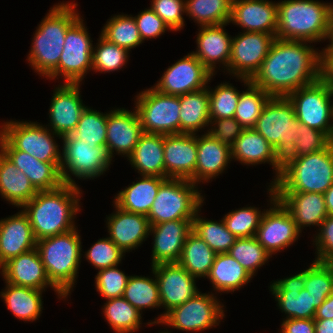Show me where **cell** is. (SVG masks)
<instances>
[{
  "label": "cell",
  "instance_id": "6da1fadb",
  "mask_svg": "<svg viewBox=\"0 0 333 333\" xmlns=\"http://www.w3.org/2000/svg\"><path fill=\"white\" fill-rule=\"evenodd\" d=\"M307 43L276 38L251 82L271 96L286 97L320 80L321 52Z\"/></svg>",
  "mask_w": 333,
  "mask_h": 333
},
{
  "label": "cell",
  "instance_id": "7a4b0ae2",
  "mask_svg": "<svg viewBox=\"0 0 333 333\" xmlns=\"http://www.w3.org/2000/svg\"><path fill=\"white\" fill-rule=\"evenodd\" d=\"M80 188L63 184L53 190L38 191L22 208L27 214L36 240L75 229L80 211Z\"/></svg>",
  "mask_w": 333,
  "mask_h": 333
},
{
  "label": "cell",
  "instance_id": "3957f363",
  "mask_svg": "<svg viewBox=\"0 0 333 333\" xmlns=\"http://www.w3.org/2000/svg\"><path fill=\"white\" fill-rule=\"evenodd\" d=\"M76 3H58L39 24L28 61L32 69L48 78L57 68L68 28L80 17Z\"/></svg>",
  "mask_w": 333,
  "mask_h": 333
},
{
  "label": "cell",
  "instance_id": "277c9868",
  "mask_svg": "<svg viewBox=\"0 0 333 333\" xmlns=\"http://www.w3.org/2000/svg\"><path fill=\"white\" fill-rule=\"evenodd\" d=\"M332 15V3L318 0L277 2L276 38L311 43L326 40Z\"/></svg>",
  "mask_w": 333,
  "mask_h": 333
},
{
  "label": "cell",
  "instance_id": "5b68a950",
  "mask_svg": "<svg viewBox=\"0 0 333 333\" xmlns=\"http://www.w3.org/2000/svg\"><path fill=\"white\" fill-rule=\"evenodd\" d=\"M282 170L272 184L276 192L324 194L333 184V142L301 157H282Z\"/></svg>",
  "mask_w": 333,
  "mask_h": 333
},
{
  "label": "cell",
  "instance_id": "8992f818",
  "mask_svg": "<svg viewBox=\"0 0 333 333\" xmlns=\"http://www.w3.org/2000/svg\"><path fill=\"white\" fill-rule=\"evenodd\" d=\"M36 248L50 282L65 296L71 293L81 260V237L75 228L37 240Z\"/></svg>",
  "mask_w": 333,
  "mask_h": 333
},
{
  "label": "cell",
  "instance_id": "52a82bcc",
  "mask_svg": "<svg viewBox=\"0 0 333 333\" xmlns=\"http://www.w3.org/2000/svg\"><path fill=\"white\" fill-rule=\"evenodd\" d=\"M197 185L181 178H167L147 215L150 225L173 220H193L203 204Z\"/></svg>",
  "mask_w": 333,
  "mask_h": 333
},
{
  "label": "cell",
  "instance_id": "ba28073f",
  "mask_svg": "<svg viewBox=\"0 0 333 333\" xmlns=\"http://www.w3.org/2000/svg\"><path fill=\"white\" fill-rule=\"evenodd\" d=\"M62 140L60 171L63 183L78 186L70 174L78 179H94L109 168L112 158L106 146L85 143L72 134L64 135Z\"/></svg>",
  "mask_w": 333,
  "mask_h": 333
},
{
  "label": "cell",
  "instance_id": "9c48e42d",
  "mask_svg": "<svg viewBox=\"0 0 333 333\" xmlns=\"http://www.w3.org/2000/svg\"><path fill=\"white\" fill-rule=\"evenodd\" d=\"M299 121L287 97L272 96L264 106L254 129L282 158L299 139Z\"/></svg>",
  "mask_w": 333,
  "mask_h": 333
},
{
  "label": "cell",
  "instance_id": "30bf717a",
  "mask_svg": "<svg viewBox=\"0 0 333 333\" xmlns=\"http://www.w3.org/2000/svg\"><path fill=\"white\" fill-rule=\"evenodd\" d=\"M286 97L300 123L326 133L333 140V123L330 122L333 119V91L328 84L320 79Z\"/></svg>",
  "mask_w": 333,
  "mask_h": 333
},
{
  "label": "cell",
  "instance_id": "8fae6325",
  "mask_svg": "<svg viewBox=\"0 0 333 333\" xmlns=\"http://www.w3.org/2000/svg\"><path fill=\"white\" fill-rule=\"evenodd\" d=\"M138 117L144 133L180 134V100L151 87L136 96Z\"/></svg>",
  "mask_w": 333,
  "mask_h": 333
},
{
  "label": "cell",
  "instance_id": "7c38bea8",
  "mask_svg": "<svg viewBox=\"0 0 333 333\" xmlns=\"http://www.w3.org/2000/svg\"><path fill=\"white\" fill-rule=\"evenodd\" d=\"M52 132V133H51ZM50 129L37 122L7 121L0 128V134L16 149L30 154L39 161L61 163L59 146ZM52 135V136H51Z\"/></svg>",
  "mask_w": 333,
  "mask_h": 333
},
{
  "label": "cell",
  "instance_id": "4fadbf2b",
  "mask_svg": "<svg viewBox=\"0 0 333 333\" xmlns=\"http://www.w3.org/2000/svg\"><path fill=\"white\" fill-rule=\"evenodd\" d=\"M79 17L67 30L65 43L56 70L48 77H63L64 83L81 84L92 69L93 45L87 27Z\"/></svg>",
  "mask_w": 333,
  "mask_h": 333
},
{
  "label": "cell",
  "instance_id": "5bb4252c",
  "mask_svg": "<svg viewBox=\"0 0 333 333\" xmlns=\"http://www.w3.org/2000/svg\"><path fill=\"white\" fill-rule=\"evenodd\" d=\"M214 294L199 292L182 305L168 311L160 324L171 326L181 331L200 332L219 325L224 317V305L219 303Z\"/></svg>",
  "mask_w": 333,
  "mask_h": 333
},
{
  "label": "cell",
  "instance_id": "9a60e30c",
  "mask_svg": "<svg viewBox=\"0 0 333 333\" xmlns=\"http://www.w3.org/2000/svg\"><path fill=\"white\" fill-rule=\"evenodd\" d=\"M269 187L273 205L264 210L255 238L272 255L294 244L301 232L289 211L276 198L274 186L270 184Z\"/></svg>",
  "mask_w": 333,
  "mask_h": 333
},
{
  "label": "cell",
  "instance_id": "2e32d148",
  "mask_svg": "<svg viewBox=\"0 0 333 333\" xmlns=\"http://www.w3.org/2000/svg\"><path fill=\"white\" fill-rule=\"evenodd\" d=\"M276 35L243 32L232 37L231 55L227 72L234 77L252 79L261 68Z\"/></svg>",
  "mask_w": 333,
  "mask_h": 333
},
{
  "label": "cell",
  "instance_id": "e0dca14e",
  "mask_svg": "<svg viewBox=\"0 0 333 333\" xmlns=\"http://www.w3.org/2000/svg\"><path fill=\"white\" fill-rule=\"evenodd\" d=\"M152 273L158 282L161 306L166 311L155 321L148 322L147 325L160 324L168 311L182 305L199 293L195 283L196 278L178 263L154 265L152 266Z\"/></svg>",
  "mask_w": 333,
  "mask_h": 333
},
{
  "label": "cell",
  "instance_id": "ac0fdd59",
  "mask_svg": "<svg viewBox=\"0 0 333 333\" xmlns=\"http://www.w3.org/2000/svg\"><path fill=\"white\" fill-rule=\"evenodd\" d=\"M214 76L192 53L169 66L153 88L168 95H184L205 87Z\"/></svg>",
  "mask_w": 333,
  "mask_h": 333
},
{
  "label": "cell",
  "instance_id": "d6986e66",
  "mask_svg": "<svg viewBox=\"0 0 333 333\" xmlns=\"http://www.w3.org/2000/svg\"><path fill=\"white\" fill-rule=\"evenodd\" d=\"M0 270L7 283L44 291L49 286L60 299L66 298L48 279L37 248L9 259Z\"/></svg>",
  "mask_w": 333,
  "mask_h": 333
},
{
  "label": "cell",
  "instance_id": "ffe728a7",
  "mask_svg": "<svg viewBox=\"0 0 333 333\" xmlns=\"http://www.w3.org/2000/svg\"><path fill=\"white\" fill-rule=\"evenodd\" d=\"M270 292L278 302L277 306L286 315L285 319L303 318L314 319L316 309L314 308L313 298L305 289V270L274 281L270 285Z\"/></svg>",
  "mask_w": 333,
  "mask_h": 333
},
{
  "label": "cell",
  "instance_id": "44dd1931",
  "mask_svg": "<svg viewBox=\"0 0 333 333\" xmlns=\"http://www.w3.org/2000/svg\"><path fill=\"white\" fill-rule=\"evenodd\" d=\"M0 151L28 177L37 191L53 190L64 184L60 163L42 162L26 152L16 150L1 134Z\"/></svg>",
  "mask_w": 333,
  "mask_h": 333
},
{
  "label": "cell",
  "instance_id": "7402d4cb",
  "mask_svg": "<svg viewBox=\"0 0 333 333\" xmlns=\"http://www.w3.org/2000/svg\"><path fill=\"white\" fill-rule=\"evenodd\" d=\"M196 134L164 135L165 178H181L195 184Z\"/></svg>",
  "mask_w": 333,
  "mask_h": 333
},
{
  "label": "cell",
  "instance_id": "603a6c76",
  "mask_svg": "<svg viewBox=\"0 0 333 333\" xmlns=\"http://www.w3.org/2000/svg\"><path fill=\"white\" fill-rule=\"evenodd\" d=\"M54 91L49 108V128L63 137L75 130L87 106L82 103L80 84L63 83Z\"/></svg>",
  "mask_w": 333,
  "mask_h": 333
},
{
  "label": "cell",
  "instance_id": "cb8c5ba5",
  "mask_svg": "<svg viewBox=\"0 0 333 333\" xmlns=\"http://www.w3.org/2000/svg\"><path fill=\"white\" fill-rule=\"evenodd\" d=\"M117 108L107 113L106 148L110 157L116 154L129 157L144 133L136 109Z\"/></svg>",
  "mask_w": 333,
  "mask_h": 333
},
{
  "label": "cell",
  "instance_id": "d4e9b609",
  "mask_svg": "<svg viewBox=\"0 0 333 333\" xmlns=\"http://www.w3.org/2000/svg\"><path fill=\"white\" fill-rule=\"evenodd\" d=\"M244 28V32L276 35L277 3L268 0H232L229 23Z\"/></svg>",
  "mask_w": 333,
  "mask_h": 333
},
{
  "label": "cell",
  "instance_id": "484cf974",
  "mask_svg": "<svg viewBox=\"0 0 333 333\" xmlns=\"http://www.w3.org/2000/svg\"><path fill=\"white\" fill-rule=\"evenodd\" d=\"M192 231V220H173L151 225L153 234L152 265L177 263L187 235Z\"/></svg>",
  "mask_w": 333,
  "mask_h": 333
},
{
  "label": "cell",
  "instance_id": "4316f807",
  "mask_svg": "<svg viewBox=\"0 0 333 333\" xmlns=\"http://www.w3.org/2000/svg\"><path fill=\"white\" fill-rule=\"evenodd\" d=\"M116 212L107 217L109 238L124 252L135 250L150 232L147 216L122 210L114 203ZM144 240V241H143Z\"/></svg>",
  "mask_w": 333,
  "mask_h": 333
},
{
  "label": "cell",
  "instance_id": "83f0119b",
  "mask_svg": "<svg viewBox=\"0 0 333 333\" xmlns=\"http://www.w3.org/2000/svg\"><path fill=\"white\" fill-rule=\"evenodd\" d=\"M27 214L20 212L0 220V267L9 259L36 248Z\"/></svg>",
  "mask_w": 333,
  "mask_h": 333
},
{
  "label": "cell",
  "instance_id": "f1b7e54d",
  "mask_svg": "<svg viewBox=\"0 0 333 333\" xmlns=\"http://www.w3.org/2000/svg\"><path fill=\"white\" fill-rule=\"evenodd\" d=\"M235 159L242 164L255 165L259 163H269L275 170L278 179L282 170V159L268 141L254 128L244 129L241 135L231 146V160Z\"/></svg>",
  "mask_w": 333,
  "mask_h": 333
},
{
  "label": "cell",
  "instance_id": "f546056e",
  "mask_svg": "<svg viewBox=\"0 0 333 333\" xmlns=\"http://www.w3.org/2000/svg\"><path fill=\"white\" fill-rule=\"evenodd\" d=\"M276 198L289 211L298 230L317 225L328 217L324 194L311 192H276Z\"/></svg>",
  "mask_w": 333,
  "mask_h": 333
},
{
  "label": "cell",
  "instance_id": "4dcf8cb0",
  "mask_svg": "<svg viewBox=\"0 0 333 333\" xmlns=\"http://www.w3.org/2000/svg\"><path fill=\"white\" fill-rule=\"evenodd\" d=\"M226 25L200 26L201 30L196 37L198 48L191 52L212 74L215 72V64H218L216 62L222 63L226 69L229 66L232 37L223 28Z\"/></svg>",
  "mask_w": 333,
  "mask_h": 333
},
{
  "label": "cell",
  "instance_id": "1f68e13d",
  "mask_svg": "<svg viewBox=\"0 0 333 333\" xmlns=\"http://www.w3.org/2000/svg\"><path fill=\"white\" fill-rule=\"evenodd\" d=\"M231 159V147L221 143L208 132L197 135V160L195 184L215 178L221 174Z\"/></svg>",
  "mask_w": 333,
  "mask_h": 333
},
{
  "label": "cell",
  "instance_id": "d6a6232c",
  "mask_svg": "<svg viewBox=\"0 0 333 333\" xmlns=\"http://www.w3.org/2000/svg\"><path fill=\"white\" fill-rule=\"evenodd\" d=\"M127 159L141 176L165 178L164 135L143 133Z\"/></svg>",
  "mask_w": 333,
  "mask_h": 333
},
{
  "label": "cell",
  "instance_id": "836d02e7",
  "mask_svg": "<svg viewBox=\"0 0 333 333\" xmlns=\"http://www.w3.org/2000/svg\"><path fill=\"white\" fill-rule=\"evenodd\" d=\"M167 178L157 176L142 175L140 180L126 187L115 195L114 203L127 212L142 214L147 216L160 185Z\"/></svg>",
  "mask_w": 333,
  "mask_h": 333
},
{
  "label": "cell",
  "instance_id": "e575fe53",
  "mask_svg": "<svg viewBox=\"0 0 333 333\" xmlns=\"http://www.w3.org/2000/svg\"><path fill=\"white\" fill-rule=\"evenodd\" d=\"M37 190L28 177L0 151V194L16 207H23Z\"/></svg>",
  "mask_w": 333,
  "mask_h": 333
},
{
  "label": "cell",
  "instance_id": "d590c367",
  "mask_svg": "<svg viewBox=\"0 0 333 333\" xmlns=\"http://www.w3.org/2000/svg\"><path fill=\"white\" fill-rule=\"evenodd\" d=\"M213 288L221 292H234L253 278L229 253L216 254L213 265L206 277Z\"/></svg>",
  "mask_w": 333,
  "mask_h": 333
},
{
  "label": "cell",
  "instance_id": "8d00e7d4",
  "mask_svg": "<svg viewBox=\"0 0 333 333\" xmlns=\"http://www.w3.org/2000/svg\"><path fill=\"white\" fill-rule=\"evenodd\" d=\"M209 88L179 95L180 133L196 134L198 130L210 124Z\"/></svg>",
  "mask_w": 333,
  "mask_h": 333
},
{
  "label": "cell",
  "instance_id": "74e56055",
  "mask_svg": "<svg viewBox=\"0 0 333 333\" xmlns=\"http://www.w3.org/2000/svg\"><path fill=\"white\" fill-rule=\"evenodd\" d=\"M5 283V290L0 295L4 299L7 309L15 317L24 321H35L38 319L43 310V290Z\"/></svg>",
  "mask_w": 333,
  "mask_h": 333
},
{
  "label": "cell",
  "instance_id": "f35d334b",
  "mask_svg": "<svg viewBox=\"0 0 333 333\" xmlns=\"http://www.w3.org/2000/svg\"><path fill=\"white\" fill-rule=\"evenodd\" d=\"M215 255L208 244L191 231L186 237L177 263L193 277L205 278L210 272Z\"/></svg>",
  "mask_w": 333,
  "mask_h": 333
},
{
  "label": "cell",
  "instance_id": "ab89813d",
  "mask_svg": "<svg viewBox=\"0 0 333 333\" xmlns=\"http://www.w3.org/2000/svg\"><path fill=\"white\" fill-rule=\"evenodd\" d=\"M248 86L246 91H240L234 118L245 128H254L267 101L272 97L261 87L255 86L250 79L238 78Z\"/></svg>",
  "mask_w": 333,
  "mask_h": 333
},
{
  "label": "cell",
  "instance_id": "60d3db41",
  "mask_svg": "<svg viewBox=\"0 0 333 333\" xmlns=\"http://www.w3.org/2000/svg\"><path fill=\"white\" fill-rule=\"evenodd\" d=\"M231 5L232 0H185V13L198 26L229 24Z\"/></svg>",
  "mask_w": 333,
  "mask_h": 333
},
{
  "label": "cell",
  "instance_id": "b9f144b4",
  "mask_svg": "<svg viewBox=\"0 0 333 333\" xmlns=\"http://www.w3.org/2000/svg\"><path fill=\"white\" fill-rule=\"evenodd\" d=\"M104 304V317L116 333H133L141 327V313L124 297L108 299Z\"/></svg>",
  "mask_w": 333,
  "mask_h": 333
},
{
  "label": "cell",
  "instance_id": "7bdbcfd3",
  "mask_svg": "<svg viewBox=\"0 0 333 333\" xmlns=\"http://www.w3.org/2000/svg\"><path fill=\"white\" fill-rule=\"evenodd\" d=\"M200 210L192 220V232L202 238L216 254L228 253L237 237L227 229L223 219L219 222L205 220L199 216Z\"/></svg>",
  "mask_w": 333,
  "mask_h": 333
},
{
  "label": "cell",
  "instance_id": "ee69618b",
  "mask_svg": "<svg viewBox=\"0 0 333 333\" xmlns=\"http://www.w3.org/2000/svg\"><path fill=\"white\" fill-rule=\"evenodd\" d=\"M123 297L141 313L142 309L161 307L156 277L130 276Z\"/></svg>",
  "mask_w": 333,
  "mask_h": 333
},
{
  "label": "cell",
  "instance_id": "f6af8a7d",
  "mask_svg": "<svg viewBox=\"0 0 333 333\" xmlns=\"http://www.w3.org/2000/svg\"><path fill=\"white\" fill-rule=\"evenodd\" d=\"M305 289L313 298L317 309L333 293V262L314 260L305 270Z\"/></svg>",
  "mask_w": 333,
  "mask_h": 333
},
{
  "label": "cell",
  "instance_id": "bcb514c9",
  "mask_svg": "<svg viewBox=\"0 0 333 333\" xmlns=\"http://www.w3.org/2000/svg\"><path fill=\"white\" fill-rule=\"evenodd\" d=\"M101 35L108 41L123 47L128 51L143 43L136 21L132 15H115L101 31Z\"/></svg>",
  "mask_w": 333,
  "mask_h": 333
},
{
  "label": "cell",
  "instance_id": "7dc6e473",
  "mask_svg": "<svg viewBox=\"0 0 333 333\" xmlns=\"http://www.w3.org/2000/svg\"><path fill=\"white\" fill-rule=\"evenodd\" d=\"M228 253L236 259L252 277L255 276V272L272 257L255 237L237 238Z\"/></svg>",
  "mask_w": 333,
  "mask_h": 333
},
{
  "label": "cell",
  "instance_id": "c3c4849f",
  "mask_svg": "<svg viewBox=\"0 0 333 333\" xmlns=\"http://www.w3.org/2000/svg\"><path fill=\"white\" fill-rule=\"evenodd\" d=\"M107 113L86 107L82 112L75 130L71 133L85 143L106 146Z\"/></svg>",
  "mask_w": 333,
  "mask_h": 333
},
{
  "label": "cell",
  "instance_id": "681fc988",
  "mask_svg": "<svg viewBox=\"0 0 333 333\" xmlns=\"http://www.w3.org/2000/svg\"><path fill=\"white\" fill-rule=\"evenodd\" d=\"M129 51L105 39L101 34L97 46L93 47L92 70L111 72L120 70L128 61Z\"/></svg>",
  "mask_w": 333,
  "mask_h": 333
},
{
  "label": "cell",
  "instance_id": "f907efd6",
  "mask_svg": "<svg viewBox=\"0 0 333 333\" xmlns=\"http://www.w3.org/2000/svg\"><path fill=\"white\" fill-rule=\"evenodd\" d=\"M210 119L234 118L240 92L229 83L208 90Z\"/></svg>",
  "mask_w": 333,
  "mask_h": 333
},
{
  "label": "cell",
  "instance_id": "816d5d0a",
  "mask_svg": "<svg viewBox=\"0 0 333 333\" xmlns=\"http://www.w3.org/2000/svg\"><path fill=\"white\" fill-rule=\"evenodd\" d=\"M263 212L255 207H243L226 214L223 221L237 238L255 237Z\"/></svg>",
  "mask_w": 333,
  "mask_h": 333
},
{
  "label": "cell",
  "instance_id": "f5cc1de1",
  "mask_svg": "<svg viewBox=\"0 0 333 333\" xmlns=\"http://www.w3.org/2000/svg\"><path fill=\"white\" fill-rule=\"evenodd\" d=\"M299 139L283 157H301L326 149L333 140L324 132L299 122Z\"/></svg>",
  "mask_w": 333,
  "mask_h": 333
},
{
  "label": "cell",
  "instance_id": "db71d44e",
  "mask_svg": "<svg viewBox=\"0 0 333 333\" xmlns=\"http://www.w3.org/2000/svg\"><path fill=\"white\" fill-rule=\"evenodd\" d=\"M85 257L96 269L118 266L124 257V252L109 238L99 239L85 252Z\"/></svg>",
  "mask_w": 333,
  "mask_h": 333
},
{
  "label": "cell",
  "instance_id": "11a10c76",
  "mask_svg": "<svg viewBox=\"0 0 333 333\" xmlns=\"http://www.w3.org/2000/svg\"><path fill=\"white\" fill-rule=\"evenodd\" d=\"M129 277L117 266L101 269L95 277L96 290L106 300L123 297Z\"/></svg>",
  "mask_w": 333,
  "mask_h": 333
},
{
  "label": "cell",
  "instance_id": "9f6ffc18",
  "mask_svg": "<svg viewBox=\"0 0 333 333\" xmlns=\"http://www.w3.org/2000/svg\"><path fill=\"white\" fill-rule=\"evenodd\" d=\"M151 9L168 25L172 31L184 27L185 0H152Z\"/></svg>",
  "mask_w": 333,
  "mask_h": 333
},
{
  "label": "cell",
  "instance_id": "6f0895ef",
  "mask_svg": "<svg viewBox=\"0 0 333 333\" xmlns=\"http://www.w3.org/2000/svg\"><path fill=\"white\" fill-rule=\"evenodd\" d=\"M142 41L157 38L168 29V25L151 9L148 8L134 17Z\"/></svg>",
  "mask_w": 333,
  "mask_h": 333
},
{
  "label": "cell",
  "instance_id": "680465c9",
  "mask_svg": "<svg viewBox=\"0 0 333 333\" xmlns=\"http://www.w3.org/2000/svg\"><path fill=\"white\" fill-rule=\"evenodd\" d=\"M210 124L215 126L207 132L219 142L230 147L245 129L235 118L210 119Z\"/></svg>",
  "mask_w": 333,
  "mask_h": 333
},
{
  "label": "cell",
  "instance_id": "91938a15",
  "mask_svg": "<svg viewBox=\"0 0 333 333\" xmlns=\"http://www.w3.org/2000/svg\"><path fill=\"white\" fill-rule=\"evenodd\" d=\"M313 242L316 245V261L333 262V216L328 217L322 222L319 232Z\"/></svg>",
  "mask_w": 333,
  "mask_h": 333
},
{
  "label": "cell",
  "instance_id": "94428289",
  "mask_svg": "<svg viewBox=\"0 0 333 333\" xmlns=\"http://www.w3.org/2000/svg\"><path fill=\"white\" fill-rule=\"evenodd\" d=\"M280 333H315L314 319H285L281 324Z\"/></svg>",
  "mask_w": 333,
  "mask_h": 333
},
{
  "label": "cell",
  "instance_id": "6125c7cd",
  "mask_svg": "<svg viewBox=\"0 0 333 333\" xmlns=\"http://www.w3.org/2000/svg\"><path fill=\"white\" fill-rule=\"evenodd\" d=\"M321 52L320 79L333 87V52Z\"/></svg>",
  "mask_w": 333,
  "mask_h": 333
},
{
  "label": "cell",
  "instance_id": "be15d7a7",
  "mask_svg": "<svg viewBox=\"0 0 333 333\" xmlns=\"http://www.w3.org/2000/svg\"><path fill=\"white\" fill-rule=\"evenodd\" d=\"M314 319H333V293L316 309Z\"/></svg>",
  "mask_w": 333,
  "mask_h": 333
},
{
  "label": "cell",
  "instance_id": "e7e4bbea",
  "mask_svg": "<svg viewBox=\"0 0 333 333\" xmlns=\"http://www.w3.org/2000/svg\"><path fill=\"white\" fill-rule=\"evenodd\" d=\"M315 333H333V319H314Z\"/></svg>",
  "mask_w": 333,
  "mask_h": 333
},
{
  "label": "cell",
  "instance_id": "03108f58",
  "mask_svg": "<svg viewBox=\"0 0 333 333\" xmlns=\"http://www.w3.org/2000/svg\"><path fill=\"white\" fill-rule=\"evenodd\" d=\"M325 204L328 215L333 216V184L332 186L324 193Z\"/></svg>",
  "mask_w": 333,
  "mask_h": 333
},
{
  "label": "cell",
  "instance_id": "003e7915",
  "mask_svg": "<svg viewBox=\"0 0 333 333\" xmlns=\"http://www.w3.org/2000/svg\"><path fill=\"white\" fill-rule=\"evenodd\" d=\"M326 39H329L330 44L322 49L323 52H333V15L331 17Z\"/></svg>",
  "mask_w": 333,
  "mask_h": 333
}]
</instances>
